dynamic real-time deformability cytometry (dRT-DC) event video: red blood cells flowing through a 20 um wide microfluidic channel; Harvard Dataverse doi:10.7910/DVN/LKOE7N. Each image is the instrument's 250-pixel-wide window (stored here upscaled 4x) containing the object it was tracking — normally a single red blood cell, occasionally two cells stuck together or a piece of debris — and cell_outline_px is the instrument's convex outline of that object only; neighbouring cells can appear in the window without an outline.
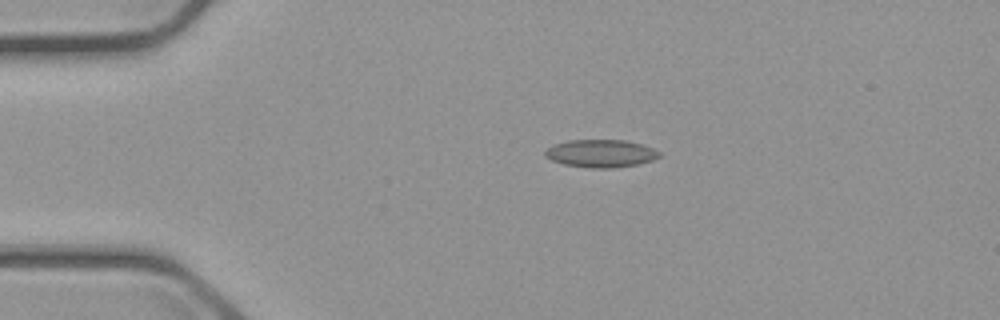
{"species": "common noctule bat (a hibernating species)", "species_latin": "Nyctalus noctula", "temperature_condition": "cold", "stored_images_in_passage": 45, "camera_frame_rate_fps": 3000, "um_per_image_px": 0.085, "animal": {"sex": "male", "body_mass_g": 23.1, "forearm_length_mm": 52.7}, "frame": {"image": 1, "passage_image": 1, "time_ms": 0.0, "image_size_px": [1000, 320], "cell_outline_px": [[660, 156], [652, 160], [636, 164], [612, 168], [592, 168], [564, 164], [552, 160], [544, 156], [544, 152], [552, 144], [568, 140], [624, 140], [640, 144], [652, 148], [660, 152]], "centroid_in_image_um": [51.03, 13.03], "position_along_channel_um": 34.0, "area_um2": 18.32}}
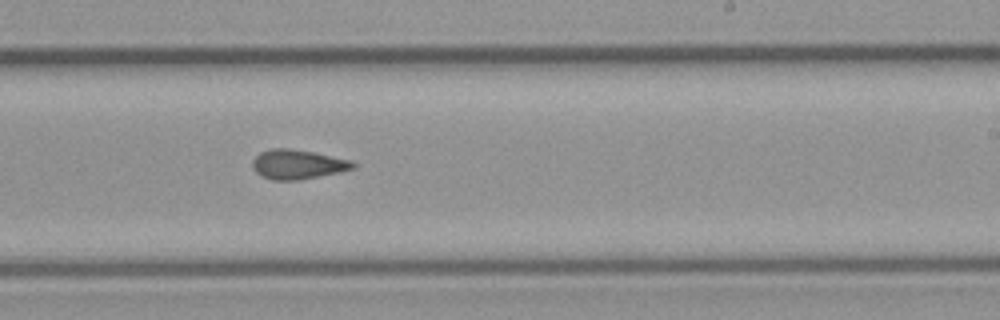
{"frame": {"image": 2, "passage_image": 23, "time_ms": 7.333, "image_size_px": [1000, 320], "cell_outline_px": [[356, 168], [340, 172], [300, 180], [272, 180], [260, 176], [252, 168], [252, 160], [260, 152], [272, 148], [288, 148], [312, 152], [352, 160], [356, 164]], "centroid_in_image_um": [25.3, 13.98], "position_along_channel_um": 263.7, "area_um2": 17.4}}
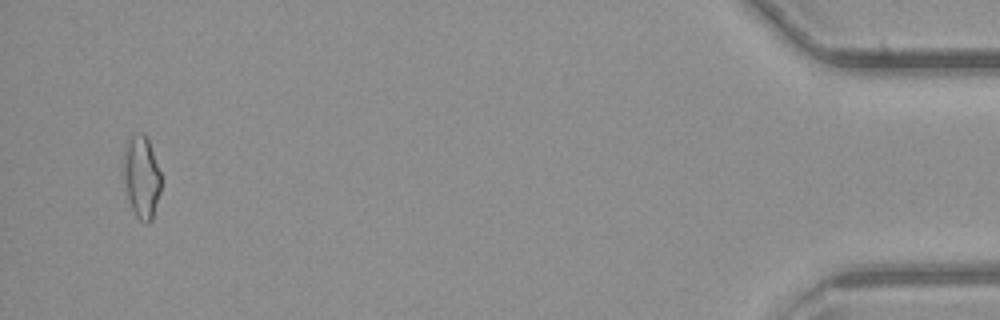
{"frame": {"image": 3, "passage_image": 43, "time_ms": 14.0, "image_size_px": [1000, 320], "cell_outline_px": [[160, 192], [152, 220], [148, 224], [144, 224], [136, 216], [128, 200], [120, 176], [124, 148], [128, 140], [132, 136], [140, 132], [148, 136], [160, 172]], "centroid_in_image_um": [11.98, 15.03], "position_along_channel_um": 423.2, "area_um2": 18.73}, "authors_computed_cell_mechanics": {"area_um2": 16.9932, "velocity_mm_per_s": 3.6946, "shape_relaxation_time_tau1_ms": null, "shape_relaxation_time_tau2_ms": 3.3297, "deformation_change_tau1": null, "deformation_change_tau2": 0.1008}}